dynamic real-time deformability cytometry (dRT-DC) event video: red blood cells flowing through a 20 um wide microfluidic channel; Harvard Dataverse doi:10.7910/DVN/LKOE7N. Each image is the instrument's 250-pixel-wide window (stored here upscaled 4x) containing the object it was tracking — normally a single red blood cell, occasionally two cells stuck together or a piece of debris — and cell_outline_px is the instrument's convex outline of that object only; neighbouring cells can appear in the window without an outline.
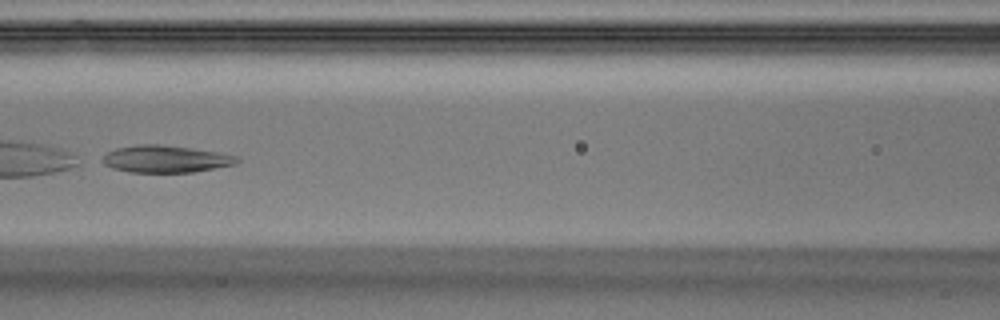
{"species": "Egyptian fruit bat (a non-hibernating species)", "species_latin": "Rousettus aegyptiacus", "temperature_condition": "warm", "stored_images_in_passage": 5, "camera_frame_rate_fps": 3000, "um_per_image_px": 0.085, "animal": {"sex": "male"}, "frame": {"image": 1, "passage_image": 5, "time_ms": 1.333, "image_size_px": [1000, 320], "cell_outline_px": [[240, 160], [236, 164], [192, 172], [128, 172], [112, 168], [104, 164], [100, 160], [108, 152], [116, 148], [136, 144], [160, 144], [192, 148], [240, 156]], "centroid_in_image_um": [14.07, 13.51], "position_along_channel_um": 152.5, "area_um2": 21.33}}